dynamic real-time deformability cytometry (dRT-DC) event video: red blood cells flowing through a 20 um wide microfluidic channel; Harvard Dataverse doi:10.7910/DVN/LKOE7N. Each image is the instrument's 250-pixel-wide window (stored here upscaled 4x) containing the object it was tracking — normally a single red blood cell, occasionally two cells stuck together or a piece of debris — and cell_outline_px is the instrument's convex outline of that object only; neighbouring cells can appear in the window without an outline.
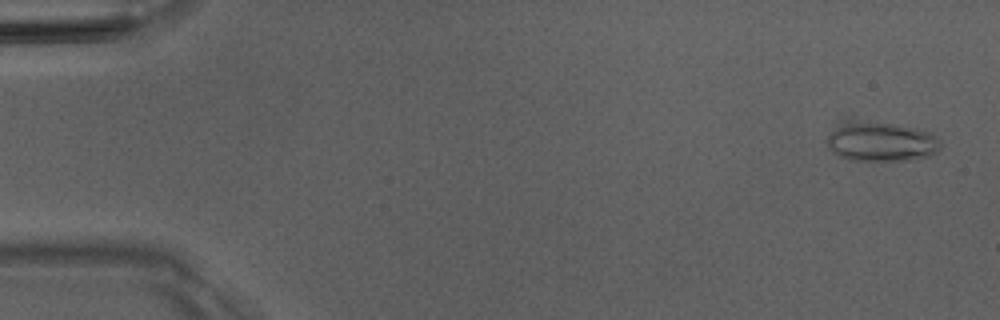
{"species": "Egyptian fruit bat (a non-hibernating species)", "species_latin": "Rousettus aegyptiacus", "temperature_condition": "room temperature", "stored_images_in_passage": 2, "camera_frame_rate_fps": 3000, "um_per_image_px": 0.085, "animal": {"sex": "male"}, "frame": {"image": 1, "passage_image": 2, "time_ms": 1.0, "image_size_px": [1000, 320], "cell_outline_px": [[940, 148], [936, 152], [928, 156], [908, 160], [852, 160], [840, 156], [828, 148], [828, 136], [840, 120], [844, 116], [852, 116], [916, 128], [932, 132], [940, 140]], "centroid_in_image_um": [74.83, 11.95], "position_along_channel_um": 10.2, "area_um2": 27.17}}